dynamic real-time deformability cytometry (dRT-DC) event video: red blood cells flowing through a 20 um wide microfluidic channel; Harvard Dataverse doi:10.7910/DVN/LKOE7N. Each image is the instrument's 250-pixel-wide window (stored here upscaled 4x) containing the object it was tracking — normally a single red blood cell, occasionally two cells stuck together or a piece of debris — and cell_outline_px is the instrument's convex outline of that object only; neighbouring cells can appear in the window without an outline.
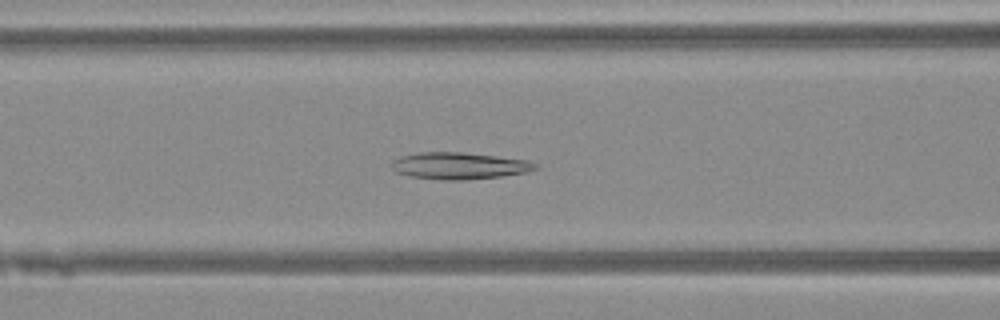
{"species": "Egyptian fruit bat (a non-hibernating species)", "species_latin": "Rousettus aegyptiacus", "temperature_condition": "warm", "stored_images_in_passage": 30, "camera_frame_rate_fps": 3000, "um_per_image_px": 0.085, "animal": {"sex": "female"}, "frame": {"image": 1, "passage_image": 11, "time_ms": 3.333, "image_size_px": [1000, 320], "cell_outline_px": [[540, 168], [528, 172], [500, 176], [464, 180], [444, 180], [408, 176], [396, 172], [392, 168], [392, 160], [400, 156], [420, 152], [460, 152], [496, 156], [528, 160], [536, 164]], "centroid_in_image_um": [39.03, 14.09], "position_along_channel_um": 127.6, "area_um2": 22.48}}
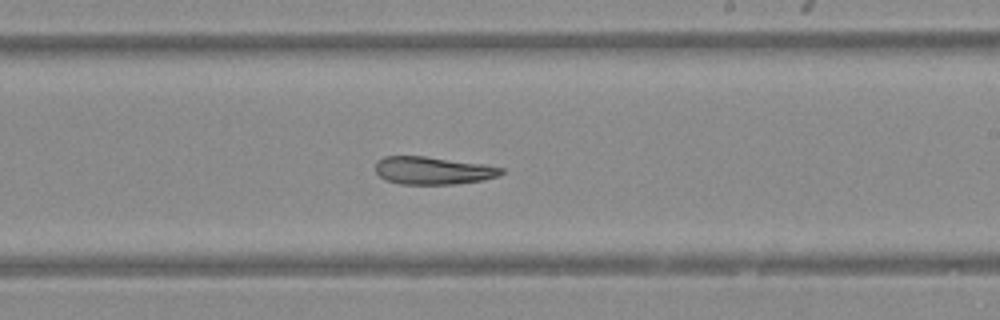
{"frame": {"image": 2, "passage_image": 20, "time_ms": 6.333, "image_size_px": [1000, 320], "cell_outline_px": [[504, 172], [500, 176], [484, 180], [456, 184], [400, 184], [384, 180], [376, 172], [376, 160], [384, 156], [424, 156], [484, 164], [504, 168]], "centroid_in_image_um": [36.81, 14.5], "position_along_channel_um": 252.2, "area_um2": 20.52}}
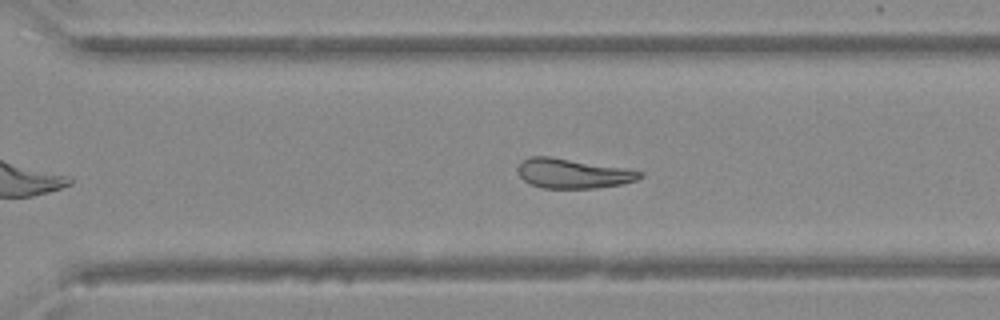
{"frame": {"image": 3, "passage_image": 25, "time_ms": 8.0, "image_size_px": [1000, 320], "cell_outline_px": [[644, 176], [636, 180], [620, 184], [596, 188], [544, 188], [528, 184], [520, 176], [516, 168], [528, 156], [552, 156], [644, 172]], "centroid_in_image_um": [48.65, 14.74], "position_along_channel_um": 321.9, "area_um2": 20.98}}